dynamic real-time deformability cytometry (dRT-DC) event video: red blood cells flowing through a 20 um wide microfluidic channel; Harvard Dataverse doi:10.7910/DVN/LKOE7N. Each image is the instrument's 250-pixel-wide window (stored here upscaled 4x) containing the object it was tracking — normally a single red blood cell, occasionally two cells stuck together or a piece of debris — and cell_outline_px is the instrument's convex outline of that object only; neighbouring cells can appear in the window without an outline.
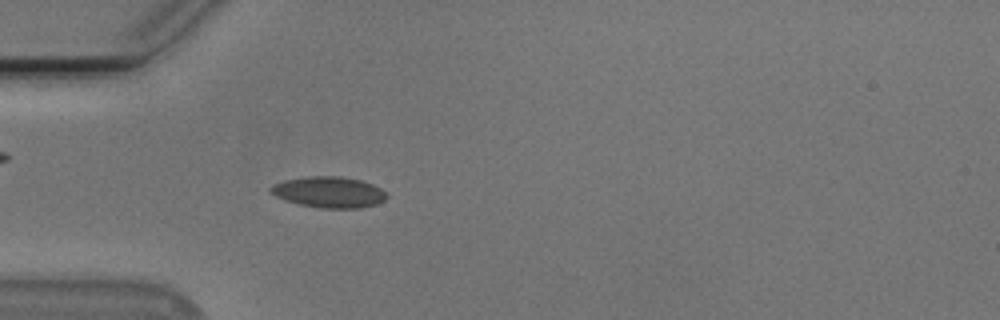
{"species": "Egyptian fruit bat (a non-hibernating species)", "species_latin": "Rousettus aegyptiacus", "temperature_condition": "cold", "stored_images_in_passage": 54, "camera_frame_rate_fps": 3000, "um_per_image_px": 0.085, "animal": {"sex": "male"}, "frame": {"image": 1, "passage_image": 16, "time_ms": 5.0, "image_size_px": [1000, 320], "cell_outline_px": [[388, 196], [384, 200], [376, 204], [360, 208], [320, 208], [300, 204], [284, 200], [268, 192], [268, 188], [272, 184], [284, 180], [308, 176], [340, 176], [360, 180], [372, 184], [388, 192]], "centroid_in_image_um": [27.94, 16.33], "position_along_channel_um": 57.1, "area_um2": 21.15}}
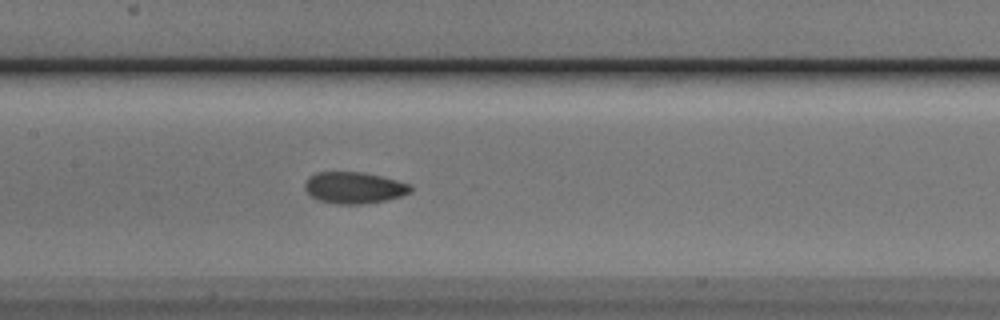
{"frame": {"image": 2, "passage_image": 26, "time_ms": 8.333, "image_size_px": [1000, 320], "cell_outline_px": [[412, 192], [388, 200], [364, 204], [336, 204], [316, 200], [304, 188], [304, 184], [308, 176], [316, 172], [360, 172], [380, 176], [396, 180], [408, 184], [412, 188]], "centroid_in_image_um": [30.06, 15.96], "position_along_channel_um": 177.3, "area_um2": 19.48}}
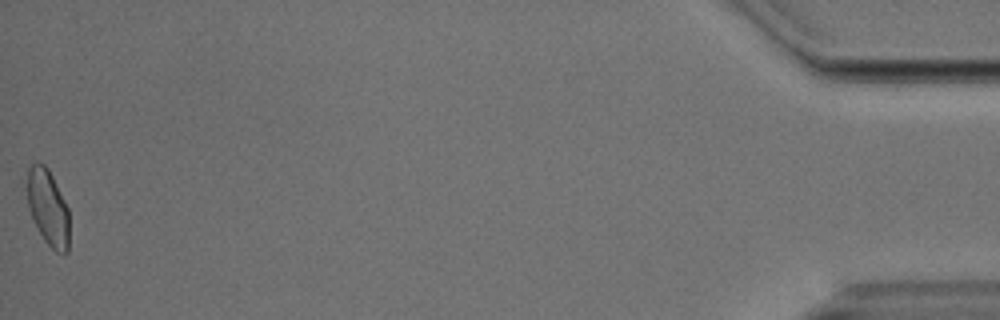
{"frame": {"image": 3, "passage_image": 54, "time_ms": 17.667, "image_size_px": [1000, 320], "cell_outline_px": [[68, 252], [64, 256], [56, 252], [44, 240], [28, 208], [28, 168], [36, 160], [44, 164], [48, 168], [68, 208]], "centroid_in_image_um": [4.09, 17.65], "position_along_channel_um": 431.1, "area_um2": 18.44}, "authors_computed_cell_mechanics": {"area_um2": 19.1896, "velocity_mm_per_s": 3.7761, "shape_relaxation_time_tau1_ms": 3.897, "shape_relaxation_time_tau2_ms": 1.947, "deformation_change_tau1": 0.1058, "deformation_change_tau2": 0.0573}}